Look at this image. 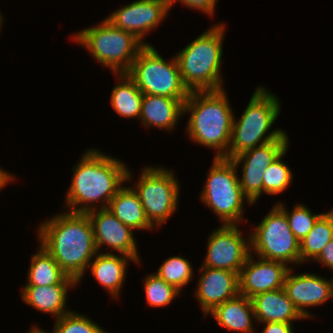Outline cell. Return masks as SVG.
Wrapping results in <instances>:
<instances>
[{"instance_id":"ac0fdd59","label":"cell","mask_w":333,"mask_h":333,"mask_svg":"<svg viewBox=\"0 0 333 333\" xmlns=\"http://www.w3.org/2000/svg\"><path fill=\"white\" fill-rule=\"evenodd\" d=\"M78 282L66 276L59 284L49 286H24L21 293L22 300L34 309L49 313L59 319L69 313L66 308L68 290Z\"/></svg>"},{"instance_id":"277c9868","label":"cell","mask_w":333,"mask_h":333,"mask_svg":"<svg viewBox=\"0 0 333 333\" xmlns=\"http://www.w3.org/2000/svg\"><path fill=\"white\" fill-rule=\"evenodd\" d=\"M224 32V23L215 24L175 55L189 92L224 89L220 74Z\"/></svg>"},{"instance_id":"44dd1931","label":"cell","mask_w":333,"mask_h":333,"mask_svg":"<svg viewBox=\"0 0 333 333\" xmlns=\"http://www.w3.org/2000/svg\"><path fill=\"white\" fill-rule=\"evenodd\" d=\"M94 258L87 269H90L96 281L111 294L112 298H119L122 285L126 279L128 261L135 263L136 261L127 255H116L112 252H99Z\"/></svg>"},{"instance_id":"2e32d148","label":"cell","mask_w":333,"mask_h":333,"mask_svg":"<svg viewBox=\"0 0 333 333\" xmlns=\"http://www.w3.org/2000/svg\"><path fill=\"white\" fill-rule=\"evenodd\" d=\"M293 269L288 271L283 288L292 301L295 308L305 318L313 315L307 311V307H315L326 303L333 298L332 278L327 280L318 274L301 273L292 274Z\"/></svg>"},{"instance_id":"8992f818","label":"cell","mask_w":333,"mask_h":333,"mask_svg":"<svg viewBox=\"0 0 333 333\" xmlns=\"http://www.w3.org/2000/svg\"><path fill=\"white\" fill-rule=\"evenodd\" d=\"M72 38L113 74L127 73L140 50L149 45L131 32L113 26L107 19L77 32Z\"/></svg>"},{"instance_id":"484cf974","label":"cell","mask_w":333,"mask_h":333,"mask_svg":"<svg viewBox=\"0 0 333 333\" xmlns=\"http://www.w3.org/2000/svg\"><path fill=\"white\" fill-rule=\"evenodd\" d=\"M27 275L25 286L59 284L67 276L55 259L40 245L37 253L31 258Z\"/></svg>"},{"instance_id":"1f68e13d","label":"cell","mask_w":333,"mask_h":333,"mask_svg":"<svg viewBox=\"0 0 333 333\" xmlns=\"http://www.w3.org/2000/svg\"><path fill=\"white\" fill-rule=\"evenodd\" d=\"M176 1H179L181 4L183 3L190 9L200 10L206 15L208 14V16H212L218 0H169L170 10Z\"/></svg>"},{"instance_id":"7a4b0ae2","label":"cell","mask_w":333,"mask_h":333,"mask_svg":"<svg viewBox=\"0 0 333 333\" xmlns=\"http://www.w3.org/2000/svg\"><path fill=\"white\" fill-rule=\"evenodd\" d=\"M38 239L61 270L80 283L98 253L91 221L84 213H60L39 225Z\"/></svg>"},{"instance_id":"d4e9b609","label":"cell","mask_w":333,"mask_h":333,"mask_svg":"<svg viewBox=\"0 0 333 333\" xmlns=\"http://www.w3.org/2000/svg\"><path fill=\"white\" fill-rule=\"evenodd\" d=\"M333 239V209L323 213L310 232L300 241V264L315 260ZM307 260V261H306Z\"/></svg>"},{"instance_id":"83f0119b","label":"cell","mask_w":333,"mask_h":333,"mask_svg":"<svg viewBox=\"0 0 333 333\" xmlns=\"http://www.w3.org/2000/svg\"><path fill=\"white\" fill-rule=\"evenodd\" d=\"M287 149L273 161L263 174V194L277 195L285 191L292 182V171L282 161Z\"/></svg>"},{"instance_id":"5b68a950","label":"cell","mask_w":333,"mask_h":333,"mask_svg":"<svg viewBox=\"0 0 333 333\" xmlns=\"http://www.w3.org/2000/svg\"><path fill=\"white\" fill-rule=\"evenodd\" d=\"M280 109L281 105L276 94L258 86L240 119L236 121L233 116L231 141L226 159L231 160L247 150L276 139H288L287 133L281 129H274L271 132L269 130L279 117Z\"/></svg>"},{"instance_id":"52a82bcc","label":"cell","mask_w":333,"mask_h":333,"mask_svg":"<svg viewBox=\"0 0 333 333\" xmlns=\"http://www.w3.org/2000/svg\"><path fill=\"white\" fill-rule=\"evenodd\" d=\"M237 167L230 159L214 158L200 200L226 225H238L243 217L244 195Z\"/></svg>"},{"instance_id":"4316f807","label":"cell","mask_w":333,"mask_h":333,"mask_svg":"<svg viewBox=\"0 0 333 333\" xmlns=\"http://www.w3.org/2000/svg\"><path fill=\"white\" fill-rule=\"evenodd\" d=\"M193 272L189 260L181 256H173L166 259L155 274L181 292L183 286L192 279Z\"/></svg>"},{"instance_id":"4fadbf2b","label":"cell","mask_w":333,"mask_h":333,"mask_svg":"<svg viewBox=\"0 0 333 333\" xmlns=\"http://www.w3.org/2000/svg\"><path fill=\"white\" fill-rule=\"evenodd\" d=\"M169 10V0H137L115 10L105 19L142 41L144 36L161 24Z\"/></svg>"},{"instance_id":"9c48e42d","label":"cell","mask_w":333,"mask_h":333,"mask_svg":"<svg viewBox=\"0 0 333 333\" xmlns=\"http://www.w3.org/2000/svg\"><path fill=\"white\" fill-rule=\"evenodd\" d=\"M133 190L137 193L147 219L155 227L164 224L177 211L179 182L165 167H144Z\"/></svg>"},{"instance_id":"d6a6232c","label":"cell","mask_w":333,"mask_h":333,"mask_svg":"<svg viewBox=\"0 0 333 333\" xmlns=\"http://www.w3.org/2000/svg\"><path fill=\"white\" fill-rule=\"evenodd\" d=\"M333 270V239L324 246L320 255L314 260Z\"/></svg>"},{"instance_id":"d6986e66","label":"cell","mask_w":333,"mask_h":333,"mask_svg":"<svg viewBox=\"0 0 333 333\" xmlns=\"http://www.w3.org/2000/svg\"><path fill=\"white\" fill-rule=\"evenodd\" d=\"M258 323H290L305 319L288 298L284 288L263 292L251 298Z\"/></svg>"},{"instance_id":"f1b7e54d","label":"cell","mask_w":333,"mask_h":333,"mask_svg":"<svg viewBox=\"0 0 333 333\" xmlns=\"http://www.w3.org/2000/svg\"><path fill=\"white\" fill-rule=\"evenodd\" d=\"M146 301L152 307H163L169 305L180 291L174 286L166 283L155 273L145 277L143 281Z\"/></svg>"},{"instance_id":"3957f363","label":"cell","mask_w":333,"mask_h":333,"mask_svg":"<svg viewBox=\"0 0 333 333\" xmlns=\"http://www.w3.org/2000/svg\"><path fill=\"white\" fill-rule=\"evenodd\" d=\"M224 90L190 92L184 114H191L186 128L190 140L217 150L214 158L226 159L234 114Z\"/></svg>"},{"instance_id":"ba28073f","label":"cell","mask_w":333,"mask_h":333,"mask_svg":"<svg viewBox=\"0 0 333 333\" xmlns=\"http://www.w3.org/2000/svg\"><path fill=\"white\" fill-rule=\"evenodd\" d=\"M127 74L143 94L179 101H186L190 94L182 82L176 57L166 61L151 44L140 50Z\"/></svg>"},{"instance_id":"8fae6325","label":"cell","mask_w":333,"mask_h":333,"mask_svg":"<svg viewBox=\"0 0 333 333\" xmlns=\"http://www.w3.org/2000/svg\"><path fill=\"white\" fill-rule=\"evenodd\" d=\"M239 225L222 224L208 238L207 254L203 265L233 271L239 275L251 254L250 235L243 238Z\"/></svg>"},{"instance_id":"603a6c76","label":"cell","mask_w":333,"mask_h":333,"mask_svg":"<svg viewBox=\"0 0 333 333\" xmlns=\"http://www.w3.org/2000/svg\"><path fill=\"white\" fill-rule=\"evenodd\" d=\"M112 214L132 230H152L137 193L131 187H122L107 207Z\"/></svg>"},{"instance_id":"6da1fadb","label":"cell","mask_w":333,"mask_h":333,"mask_svg":"<svg viewBox=\"0 0 333 333\" xmlns=\"http://www.w3.org/2000/svg\"><path fill=\"white\" fill-rule=\"evenodd\" d=\"M72 171L65 200V205L70 208L68 212L72 213L86 214L96 210L99 202L102 203L100 209L107 208L110 200L123 187L122 183L132 179L131 171L120 159L94 148L83 153Z\"/></svg>"},{"instance_id":"4dcf8cb0","label":"cell","mask_w":333,"mask_h":333,"mask_svg":"<svg viewBox=\"0 0 333 333\" xmlns=\"http://www.w3.org/2000/svg\"><path fill=\"white\" fill-rule=\"evenodd\" d=\"M55 321L53 333H107L87 316L74 313L71 310Z\"/></svg>"},{"instance_id":"cb8c5ba5","label":"cell","mask_w":333,"mask_h":333,"mask_svg":"<svg viewBox=\"0 0 333 333\" xmlns=\"http://www.w3.org/2000/svg\"><path fill=\"white\" fill-rule=\"evenodd\" d=\"M119 83L112 88L111 105L120 117L139 118L143 93L127 73L115 74Z\"/></svg>"},{"instance_id":"d590c367","label":"cell","mask_w":333,"mask_h":333,"mask_svg":"<svg viewBox=\"0 0 333 333\" xmlns=\"http://www.w3.org/2000/svg\"><path fill=\"white\" fill-rule=\"evenodd\" d=\"M28 333H45V332L43 329H40L38 326H34Z\"/></svg>"},{"instance_id":"9a60e30c","label":"cell","mask_w":333,"mask_h":333,"mask_svg":"<svg viewBox=\"0 0 333 333\" xmlns=\"http://www.w3.org/2000/svg\"><path fill=\"white\" fill-rule=\"evenodd\" d=\"M250 254L246 263L238 275L239 294L252 298L263 292L274 291L283 288L288 271V265L280 261L258 258L254 261Z\"/></svg>"},{"instance_id":"f546056e","label":"cell","mask_w":333,"mask_h":333,"mask_svg":"<svg viewBox=\"0 0 333 333\" xmlns=\"http://www.w3.org/2000/svg\"><path fill=\"white\" fill-rule=\"evenodd\" d=\"M276 205L285 213L289 227L299 241L310 232L317 219L324 213L314 214L303 204L295 205L291 212L286 210L283 203L277 202Z\"/></svg>"},{"instance_id":"8d00e7d4","label":"cell","mask_w":333,"mask_h":333,"mask_svg":"<svg viewBox=\"0 0 333 333\" xmlns=\"http://www.w3.org/2000/svg\"><path fill=\"white\" fill-rule=\"evenodd\" d=\"M4 22V19H3V17H2V14H0V30H1V26H2V23ZM1 32V31H0Z\"/></svg>"},{"instance_id":"7c38bea8","label":"cell","mask_w":333,"mask_h":333,"mask_svg":"<svg viewBox=\"0 0 333 333\" xmlns=\"http://www.w3.org/2000/svg\"><path fill=\"white\" fill-rule=\"evenodd\" d=\"M288 145L289 139H276L231 159L237 168L244 162L242 178L239 177V181L244 195L252 204L263 195L264 170L289 148Z\"/></svg>"},{"instance_id":"ffe728a7","label":"cell","mask_w":333,"mask_h":333,"mask_svg":"<svg viewBox=\"0 0 333 333\" xmlns=\"http://www.w3.org/2000/svg\"><path fill=\"white\" fill-rule=\"evenodd\" d=\"M184 102L171 97L143 94L138 120L146 128L151 126L174 131L180 116L184 115Z\"/></svg>"},{"instance_id":"836d02e7","label":"cell","mask_w":333,"mask_h":333,"mask_svg":"<svg viewBox=\"0 0 333 333\" xmlns=\"http://www.w3.org/2000/svg\"><path fill=\"white\" fill-rule=\"evenodd\" d=\"M263 331L261 333H294L293 324L290 323H275L266 322Z\"/></svg>"},{"instance_id":"7402d4cb","label":"cell","mask_w":333,"mask_h":333,"mask_svg":"<svg viewBox=\"0 0 333 333\" xmlns=\"http://www.w3.org/2000/svg\"><path fill=\"white\" fill-rule=\"evenodd\" d=\"M211 314L218 322L230 331L254 333L253 320L255 319L252 300L244 295L236 297L215 306L207 315Z\"/></svg>"},{"instance_id":"5bb4252c","label":"cell","mask_w":333,"mask_h":333,"mask_svg":"<svg viewBox=\"0 0 333 333\" xmlns=\"http://www.w3.org/2000/svg\"><path fill=\"white\" fill-rule=\"evenodd\" d=\"M91 221L97 251L107 245L120 254L132 257L140 263L136 239L132 229L116 218L108 208L96 209L86 213ZM139 262V263H138Z\"/></svg>"},{"instance_id":"30bf717a","label":"cell","mask_w":333,"mask_h":333,"mask_svg":"<svg viewBox=\"0 0 333 333\" xmlns=\"http://www.w3.org/2000/svg\"><path fill=\"white\" fill-rule=\"evenodd\" d=\"M250 245L251 254H256L258 258L300 265V241L277 205L251 232Z\"/></svg>"},{"instance_id":"e0dca14e","label":"cell","mask_w":333,"mask_h":333,"mask_svg":"<svg viewBox=\"0 0 333 333\" xmlns=\"http://www.w3.org/2000/svg\"><path fill=\"white\" fill-rule=\"evenodd\" d=\"M198 288L195 296L207 315L215 306L239 294L238 274L233 271L201 266Z\"/></svg>"},{"instance_id":"e575fe53","label":"cell","mask_w":333,"mask_h":333,"mask_svg":"<svg viewBox=\"0 0 333 333\" xmlns=\"http://www.w3.org/2000/svg\"><path fill=\"white\" fill-rule=\"evenodd\" d=\"M14 178L15 177H13V174L11 175V173H8V171L0 167V190L4 186L8 185L7 183L14 181Z\"/></svg>"}]
</instances>
